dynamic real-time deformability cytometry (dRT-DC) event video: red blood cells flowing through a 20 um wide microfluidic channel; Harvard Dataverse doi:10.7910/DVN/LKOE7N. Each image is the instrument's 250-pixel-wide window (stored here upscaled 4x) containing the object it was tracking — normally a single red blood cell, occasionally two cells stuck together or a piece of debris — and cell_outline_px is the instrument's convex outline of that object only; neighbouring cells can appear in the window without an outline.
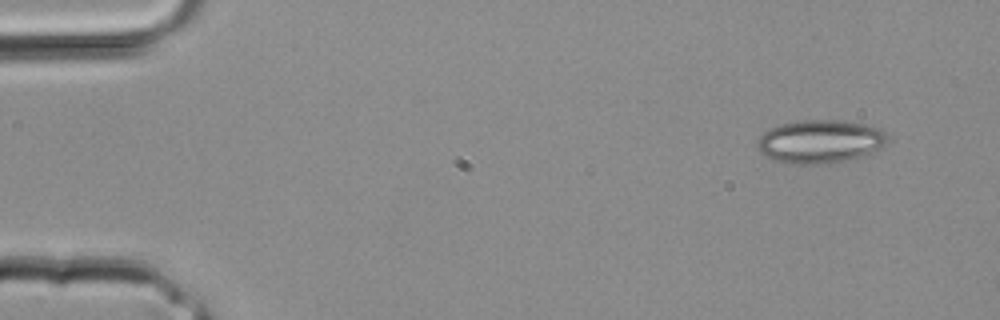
{"species": "common noctule bat (a hibernating species)", "species_latin": "Nyctalus noctula", "temperature_condition": "room temperature", "stored_images_in_passage": 4, "camera_frame_rate_fps": 3000, "um_per_image_px": 0.085, "animal": {"sex": "male", "body_mass_g": 20.4}, "frame": {"image": 1, "passage_image": 1, "time_ms": 0.0, "image_size_px": [1000, 320], "cell_outline_px": [[888, 140], [880, 148], [860, 156], [844, 160], [820, 164], [788, 164], [776, 160], [760, 152], [756, 148], [756, 140], [768, 128], [780, 124], [800, 120], [844, 120], [864, 124], [876, 128], [884, 132], [888, 136]], "centroid_in_image_um": [69.65, 12.01], "position_along_channel_um": 15.4, "area_um2": 32.71}}